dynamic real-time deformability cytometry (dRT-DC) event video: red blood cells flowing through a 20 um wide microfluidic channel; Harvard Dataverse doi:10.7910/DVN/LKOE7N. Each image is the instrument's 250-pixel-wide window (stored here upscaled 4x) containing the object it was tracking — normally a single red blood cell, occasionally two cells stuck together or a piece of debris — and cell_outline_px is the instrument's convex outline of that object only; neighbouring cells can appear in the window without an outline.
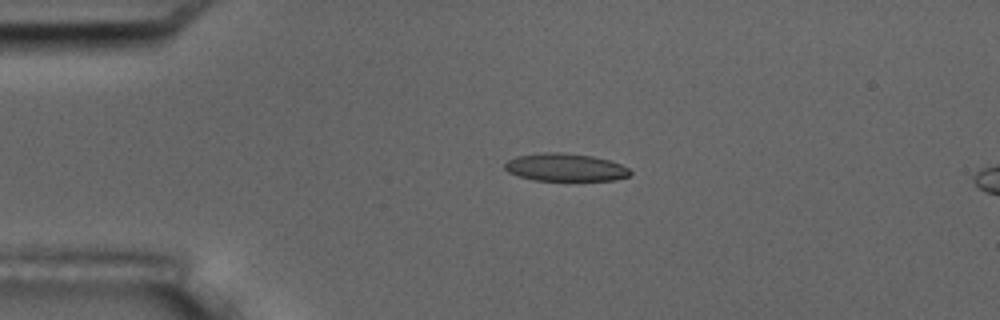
{"species": "common noctule bat (a hibernating species)", "species_latin": "Nyctalus noctula", "temperature_condition": "room temperature", "stored_images_in_passage": 5, "camera_frame_rate_fps": 3000, "um_per_image_px": 0.085, "animal": {"sex": "male", "body_mass_g": 17.5, "forearm_length_mm": 52.3}, "frame": {"image": 1, "passage_image": 3, "time_ms": 3.0, "image_size_px": [1000, 320], "cell_outline_px": [[632, 172], [628, 176], [616, 180], [536, 180], [520, 176], [508, 172], [504, 168], [504, 164], [508, 160], [516, 156], [544, 152], [564, 152], [592, 156], [608, 160], [620, 164], [628, 168]], "centroid_in_image_um": [48.04, 14.21], "position_along_channel_um": 37.0, "area_um2": 20.17}}